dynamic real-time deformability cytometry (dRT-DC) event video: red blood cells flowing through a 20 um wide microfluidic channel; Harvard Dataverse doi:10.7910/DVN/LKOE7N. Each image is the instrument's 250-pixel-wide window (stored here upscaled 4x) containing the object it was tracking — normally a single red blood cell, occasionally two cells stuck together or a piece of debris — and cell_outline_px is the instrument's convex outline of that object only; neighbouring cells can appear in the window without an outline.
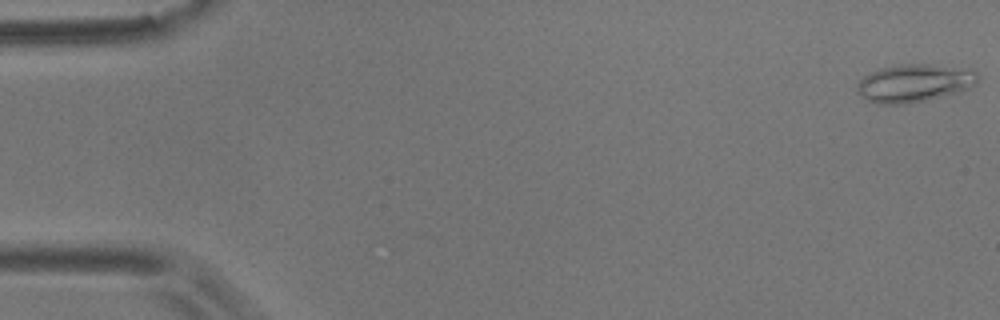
{"species": "common noctule bat (a hibernating species)", "species_latin": "Nyctalus noctula", "temperature_condition": "room temperature", "stored_images_in_passage": 58, "camera_frame_rate_fps": 3000, "um_per_image_px": 0.085, "animal": {"sex": "male", "body_mass_g": 17.9}, "frame": {"image": 1, "passage_image": 1, "time_ms": 0.0, "image_size_px": [1000, 320], "cell_outline_px": [[980, 76], [976, 84], [968, 88], [924, 100], [904, 104], [880, 104], [868, 100], [860, 96], [856, 88], [856, 84], [864, 76], [880, 68], [900, 64], [932, 64], [972, 68]], "centroid_in_image_um": [77.72, 7.03], "position_along_channel_um": 7.3, "area_um2": 26.59}}
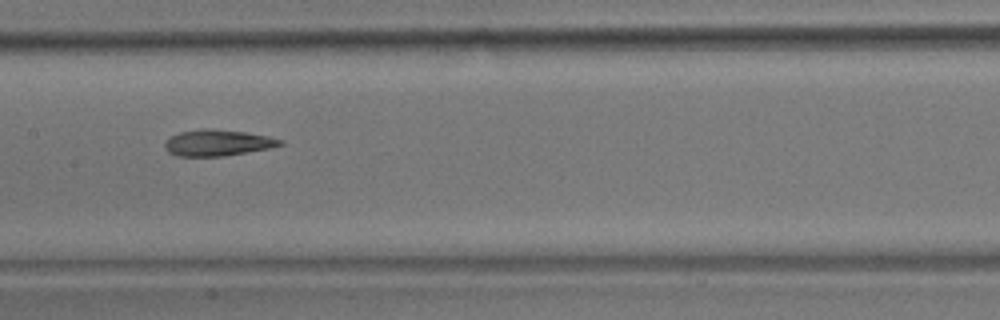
{"frame": {"image": 2, "passage_image": 29, "time_ms": 9.333, "image_size_px": [1000, 320], "cell_outline_px": [[284, 144], [268, 148], [224, 156], [176, 156], [168, 152], [164, 148], [164, 144], [172, 136], [180, 132], [208, 128], [244, 132], [268, 136], [284, 140]], "centroid_in_image_um": [18.5, 12.14], "position_along_channel_um": 188.9, "area_um2": 17.4}}
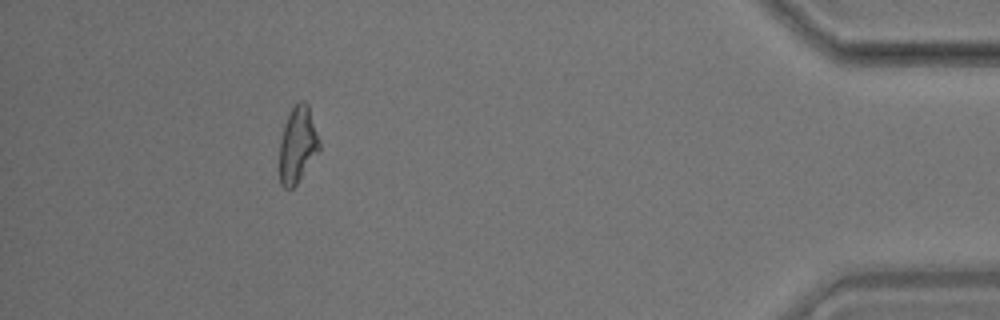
{"frame": {"image": 3, "passage_image": 53, "time_ms": 17.333, "image_size_px": [1000, 320], "cell_outline_px": [[320, 152], [296, 184], [292, 188], [284, 188], [280, 184], [280, 140], [284, 124], [292, 108], [300, 100], [304, 100], [308, 104], [320, 140]], "centroid_in_image_um": [25.32, 12.3], "position_along_channel_um": 409.9, "area_um2": 17.8}, "authors_computed_cell_mechanics": {"area_um2": 18.0914, "velocity_mm_per_s": 3.456, "shape_relaxation_time_tau1_ms": null, "shape_relaxation_time_tau2_ms": 4.1882, "deformation_change_tau1": null, "deformation_change_tau2": 0.1136}}